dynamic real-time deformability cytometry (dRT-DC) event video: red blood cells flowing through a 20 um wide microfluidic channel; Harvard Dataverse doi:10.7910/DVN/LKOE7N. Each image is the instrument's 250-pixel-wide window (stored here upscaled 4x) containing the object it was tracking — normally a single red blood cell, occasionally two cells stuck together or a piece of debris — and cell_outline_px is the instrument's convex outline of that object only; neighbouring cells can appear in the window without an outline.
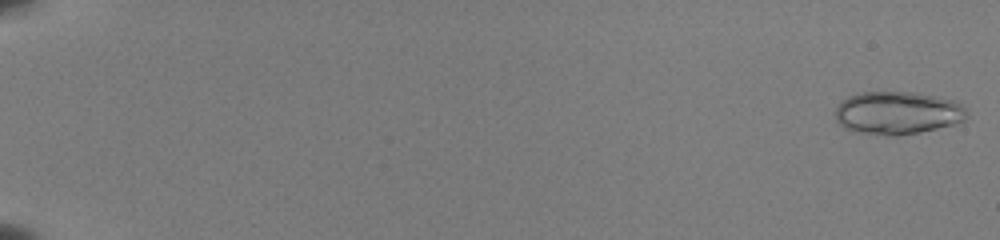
{"species": "common noctule bat (a hibernating species)", "species_latin": "Nyctalus noctula", "temperature_condition": "room temperature", "stored_images_in_passage": 53, "segment_of_instrument_passage": [1, 2], "camera_frame_rate_fps": 3000, "um_per_image_px": 0.085, "animal": {"sex": "female", "body_mass_g": 22.0, "forearm_length_mm": 56.7}, "frame": {"image": 1, "passage_image": 1, "time_ms": 0.0, "image_size_px": [1000, 240], "cell_outline_px": [[968, 116], [964, 120], [956, 124], [920, 132], [896, 136], [888, 136], [856, 132], [844, 128], [836, 120], [836, 108], [840, 100], [856, 92], [916, 92], [956, 100], [964, 104], [968, 112]], "centroid_in_image_um": [76.32, 9.59], "position_along_channel_um": 8.7, "area_um2": 33.52}}
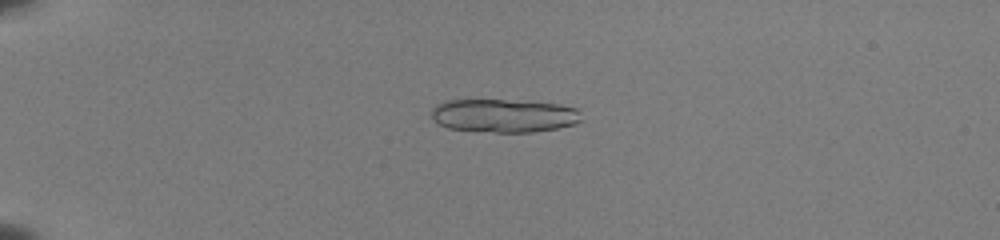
{"frame": {"image": 2, "passage_image": 15, "time_ms": 4.667, "image_size_px": [1000, 240], "cell_outline_px": [[584, 120], [576, 124], [556, 128], [532, 132], [496, 132], [448, 128], [432, 120], [432, 108], [436, 104], [444, 100], [504, 100], [560, 104], [580, 108]], "centroid_in_image_um": [42.88, 9.82], "position_along_channel_um": 42.1, "area_um2": 29.36}}